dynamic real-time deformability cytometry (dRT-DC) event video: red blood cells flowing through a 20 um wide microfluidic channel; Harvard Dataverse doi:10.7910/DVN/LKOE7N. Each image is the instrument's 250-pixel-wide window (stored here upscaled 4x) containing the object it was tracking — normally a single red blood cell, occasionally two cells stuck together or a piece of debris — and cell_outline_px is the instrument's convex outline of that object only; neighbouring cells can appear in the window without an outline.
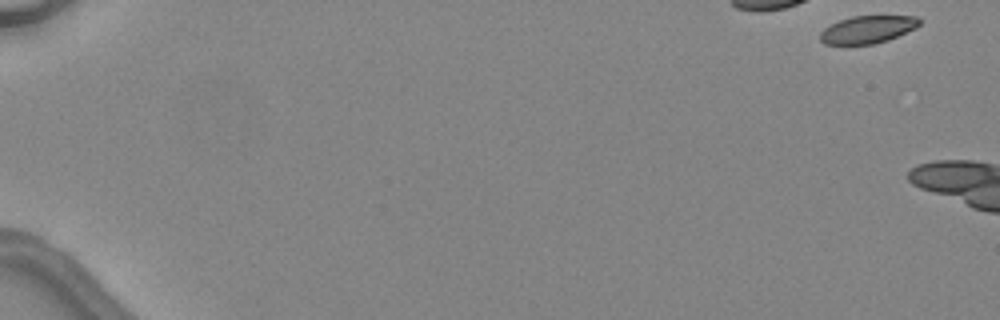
{"species": "common noctule bat (a hibernating species)", "species_latin": "Nyctalus noctula", "temperature_condition": "warm", "stored_images_in_passage": 2, "camera_frame_rate_fps": 3000, "um_per_image_px": 0.085, "animal": {"sex": "female", "body_mass_g": 24.6, "forearm_length_mm": 56.2}, "frame": {"image": 1, "passage_image": 1, "time_ms": 0.0, "image_size_px": [1000, 320], "cell_outline_px": [[920, 24], [916, 28], [888, 40], [872, 44], [824, 44], [820, 40], [820, 32], [824, 28], [840, 20], [852, 16], [916, 16], [920, 20]], "centroid_in_image_um": [73.75, 2.5], "position_along_channel_um": 11.3, "area_um2": 15.84}}